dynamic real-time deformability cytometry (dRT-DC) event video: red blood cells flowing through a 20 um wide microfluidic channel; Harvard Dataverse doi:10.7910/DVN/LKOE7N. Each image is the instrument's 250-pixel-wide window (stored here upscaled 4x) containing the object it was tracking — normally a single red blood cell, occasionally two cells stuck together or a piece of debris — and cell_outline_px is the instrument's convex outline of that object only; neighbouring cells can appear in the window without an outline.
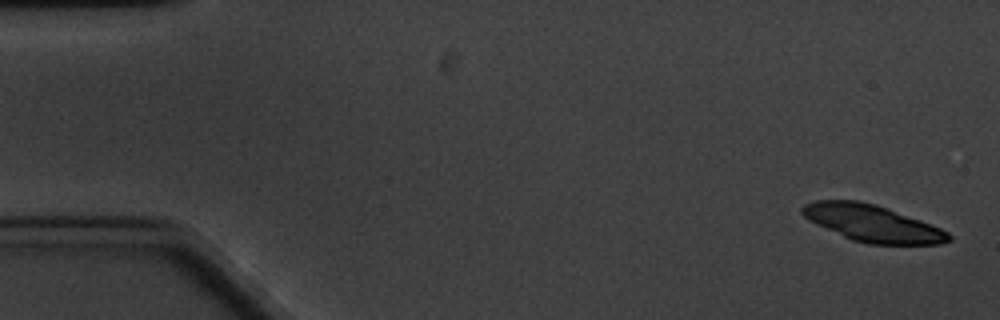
{"species": "common noctule bat (a hibernating species)", "species_latin": "Nyctalus noctula", "temperature_condition": "cold", "stored_images_in_passage": 8, "camera_frame_rate_fps": 3000, "um_per_image_px": 0.085, "animal": {"sex": "male", "body_mass_g": 20.1, "forearm_length_mm": 53.5}, "frame": {"image": 1, "passage_image": 1, "time_ms": 0.0, "image_size_px": [1000, 320], "cell_outline_px": [[952, 240], [940, 244], [868, 244], [852, 240], [816, 224], [808, 220], [800, 212], [800, 208], [804, 204], [816, 200], [856, 200], [876, 204], [888, 208], [920, 220], [940, 228], [948, 232], [952, 236]], "centroid_in_image_um": [74.13, 18.98], "position_along_channel_um": 10.9, "area_um2": 31.33}}
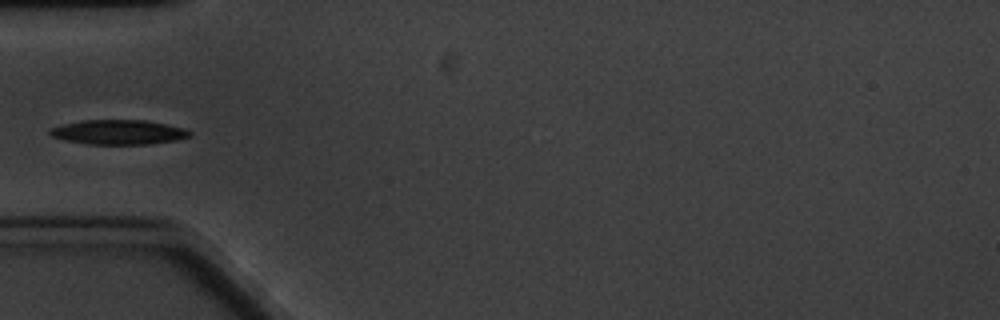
{"frame": {"image": 2, "passage_image": 6, "time_ms": 6.0, "image_size_px": [1000, 320], "cell_outline_px": [[192, 136], [176, 140], [152, 144], [84, 144], [64, 140], [52, 136], [48, 132], [48, 128], [64, 124], [84, 120], [144, 120], [184, 128], [192, 132]], "centroid_in_image_um": [10.06, 11.24], "position_along_channel_um": 74.9, "area_um2": 20.11}}
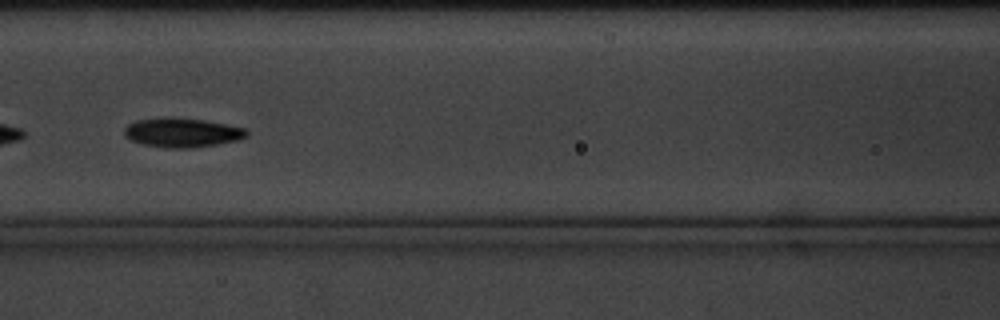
{"frame": {"image": 3, "passage_image": 8, "time_ms": 8.333, "image_size_px": [1000, 320], "cell_outline_px": [[248, 136], [240, 140], [192, 148], [168, 148], [140, 144], [124, 136], [124, 128], [128, 124], [136, 120], [168, 116], [204, 120], [244, 128], [248, 132]], "centroid_in_image_um": [15.45, 11.26], "position_along_channel_um": 151.1, "area_um2": 21.04}}